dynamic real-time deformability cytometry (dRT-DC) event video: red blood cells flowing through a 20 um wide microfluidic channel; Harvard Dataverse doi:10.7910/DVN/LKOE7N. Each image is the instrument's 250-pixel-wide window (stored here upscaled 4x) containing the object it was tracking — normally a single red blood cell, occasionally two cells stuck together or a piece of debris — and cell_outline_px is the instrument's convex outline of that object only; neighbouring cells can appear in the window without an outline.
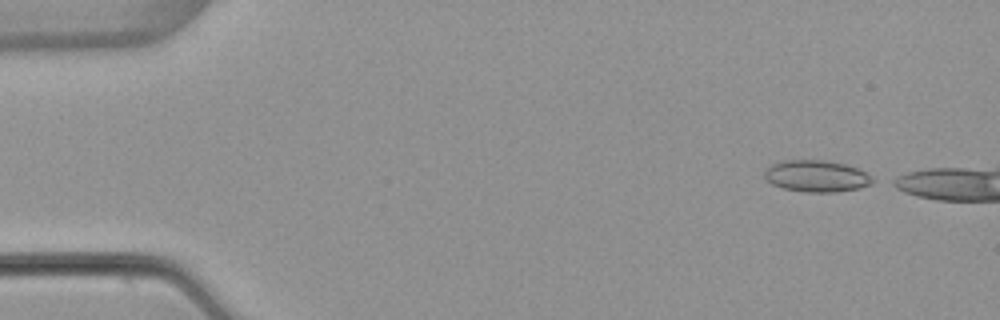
{"species": "common noctule bat (a hibernating species)", "species_latin": "Nyctalus noctula", "temperature_condition": "warm", "stored_images_in_passage": 7, "camera_frame_rate_fps": 3000, "um_per_image_px": 0.085, "animal": {"sex": "female", "body_mass_g": 22.7, "forearm_length_mm": 54.2}, "frame": {"image": 1, "passage_image": 1, "time_ms": 0.0, "image_size_px": [1000, 320], "cell_outline_px": [[880, 180], [872, 184], [860, 188], [836, 192], [804, 192], [784, 188], [772, 184], [764, 176], [764, 172], [772, 164], [784, 160], [828, 160], [844, 164], [856, 168]], "centroid_in_image_um": [69.46, 14.97], "position_along_channel_um": 15.5, "area_um2": 20.06}}